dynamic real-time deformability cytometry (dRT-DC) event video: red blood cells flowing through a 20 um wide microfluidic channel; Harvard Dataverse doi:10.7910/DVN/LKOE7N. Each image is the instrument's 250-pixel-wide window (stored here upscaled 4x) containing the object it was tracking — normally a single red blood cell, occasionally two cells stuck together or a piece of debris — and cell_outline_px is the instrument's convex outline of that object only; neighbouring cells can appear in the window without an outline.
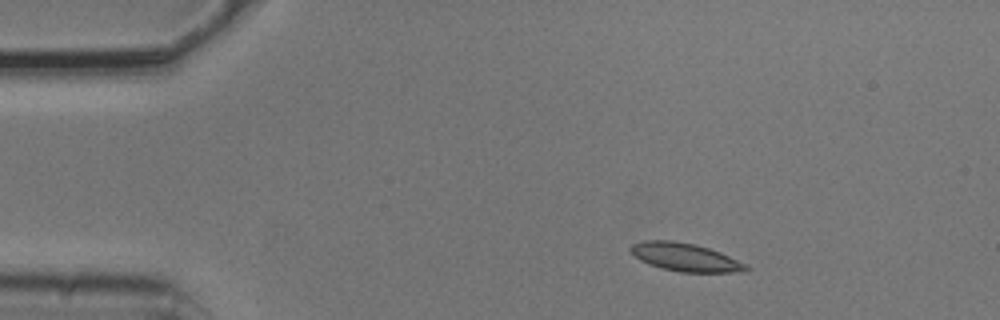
{"species": "common noctule bat (a hibernating species)", "species_latin": "Nyctalus noctula", "temperature_condition": "cold", "stored_images_in_passage": 4, "camera_frame_rate_fps": 3000, "um_per_image_px": 0.085, "animal": {"sex": "male", "body_mass_g": 20.5, "forearm_length_mm": 52.5}, "frame": {"image": 1, "passage_image": 2, "time_ms": 0.333, "image_size_px": [1000, 320], "cell_outline_px": [[752, 268], [744, 272], [680, 272], [664, 268], [640, 260], [628, 248], [632, 244], [644, 240], [672, 240], [696, 244], [720, 252], [748, 264]], "centroid_in_image_um": [58.31, 21.85], "position_along_channel_um": 26.7, "area_um2": 18.9}}